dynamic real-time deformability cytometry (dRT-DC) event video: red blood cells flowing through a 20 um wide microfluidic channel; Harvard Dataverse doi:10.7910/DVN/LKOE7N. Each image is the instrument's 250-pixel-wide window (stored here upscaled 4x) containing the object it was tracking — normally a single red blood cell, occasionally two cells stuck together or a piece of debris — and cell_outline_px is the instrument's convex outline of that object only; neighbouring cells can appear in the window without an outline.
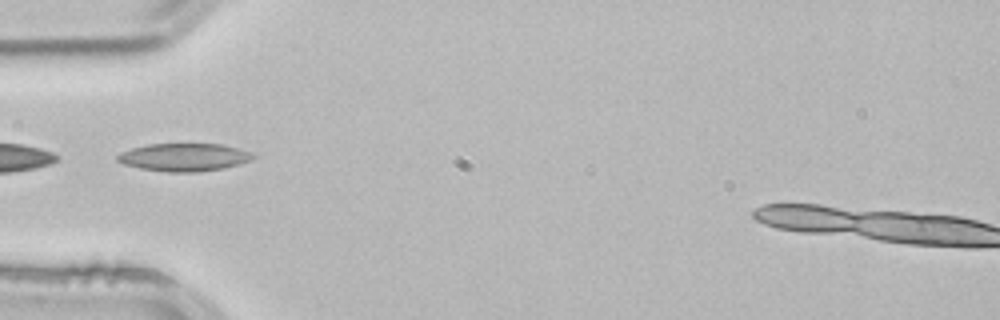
{"species": "common noctule bat (a hibernating species)", "species_latin": "Nyctalus noctula", "temperature_condition": "room temperature", "stored_images_in_passage": 2, "camera_frame_rate_fps": 3000, "um_per_image_px": 0.085, "animal": {"sex": "male", "body_mass_g": 21.5, "forearm_length_mm": 52.0}, "frame": {"image": 1, "passage_image": 2, "time_ms": 0.333, "image_size_px": [1000, 320], "cell_outline_px": [[256, 156], [252, 160], [240, 164], [224, 168], [196, 172], [168, 172], [140, 168], [124, 164], [116, 160], [116, 156], [120, 152], [132, 148], [148, 144], [220, 144], [252, 152]], "centroid_in_image_um": [15.65, 13.37], "position_along_channel_um": 69.3, "area_um2": 22.02}}